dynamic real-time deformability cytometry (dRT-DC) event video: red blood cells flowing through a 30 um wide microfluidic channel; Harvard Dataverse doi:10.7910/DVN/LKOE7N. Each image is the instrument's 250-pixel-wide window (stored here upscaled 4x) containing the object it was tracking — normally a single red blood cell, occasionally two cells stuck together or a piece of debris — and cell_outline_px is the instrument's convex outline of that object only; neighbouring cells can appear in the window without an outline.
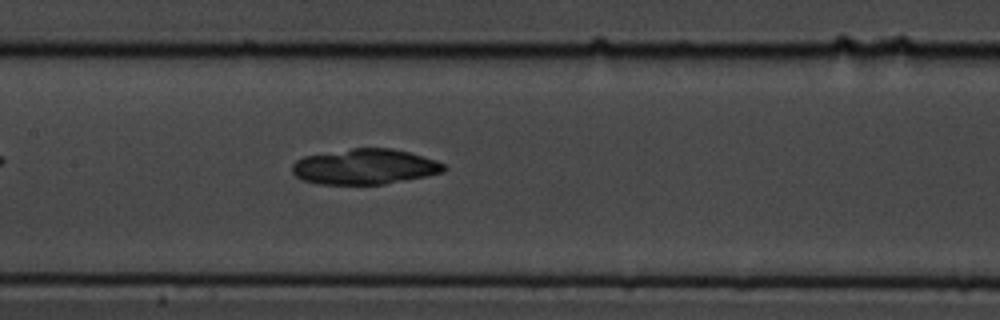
{"species": "common noctule bat (a hibernating species)", "species_latin": "Nyctalus noctula", "temperature_condition": "cold", "stored_images_in_passage": 45, "camera_frame_rate_fps": 3000, "um_per_image_px": 0.085, "animal": {"sex": "male", "body_mass_g": 19.5, "forearm_length_mm": 54.6}, "frame": {"image": 1, "passage_image": 15, "time_ms": 4.667, "image_size_px": [1000, 320], "cell_outline_px": [[448, 168], [444, 172], [384, 184], [316, 184], [304, 180], [296, 176], [292, 172], [292, 164], [296, 160], [304, 156], [352, 148], [392, 148], [408, 152], [436, 160], [444, 164]], "centroid_in_image_um": [31.0, 14.16], "position_along_channel_um": 176.4, "area_um2": 31.21}}
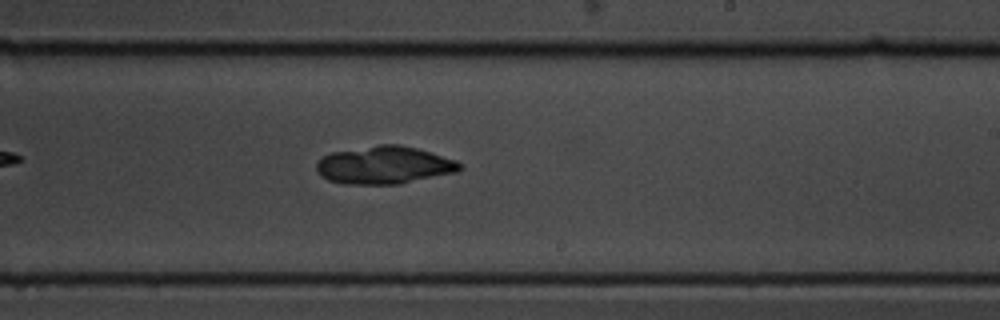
{"frame": {"image": 2, "passage_image": 22, "time_ms": 7.0, "image_size_px": [1000, 320], "cell_outline_px": [[460, 168], [456, 172], [400, 184], [344, 184], [328, 180], [320, 176], [316, 168], [316, 164], [324, 156], [332, 152], [380, 144], [400, 144], [416, 148], [456, 160], [460, 164]], "centroid_in_image_um": [32.63, 14.04], "position_along_channel_um": 256.4, "area_um2": 31.33}}
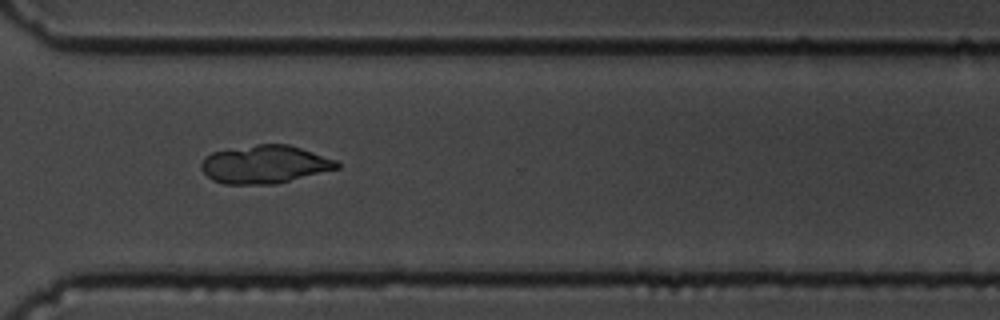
{"frame": {"image": 3, "passage_image": 30, "time_ms": 9.667, "image_size_px": [1000, 320], "cell_outline_px": [[340, 168], [276, 184], [224, 184], [212, 180], [200, 168], [200, 164], [204, 156], [212, 152], [256, 144], [288, 144], [336, 160], [340, 164]], "centroid_in_image_um": [22.48, 13.98], "position_along_channel_um": 348.1, "area_um2": 30.11}}